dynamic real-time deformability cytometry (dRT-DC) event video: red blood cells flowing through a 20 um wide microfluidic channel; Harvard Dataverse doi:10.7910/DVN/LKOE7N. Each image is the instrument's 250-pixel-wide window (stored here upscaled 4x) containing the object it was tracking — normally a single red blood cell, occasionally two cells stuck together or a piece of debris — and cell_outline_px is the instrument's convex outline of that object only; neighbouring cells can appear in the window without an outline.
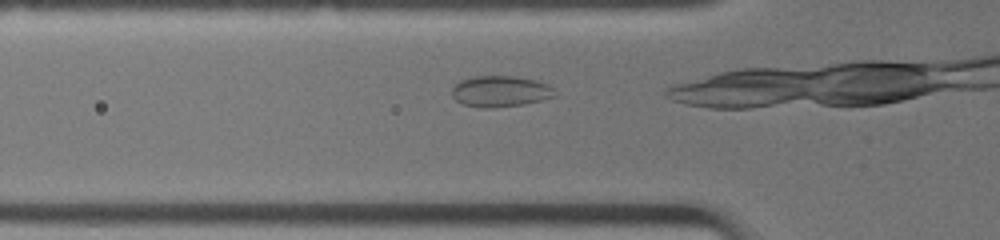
{"species": "common noctule bat (a hibernating species)", "species_latin": "Nyctalus noctula", "temperature_condition": "warm", "stored_images_in_passage": 13, "camera_frame_rate_fps": 3000, "um_per_image_px": 0.085, "animal": {"sex": "female", "body_mass_g": 19.0, "forearm_length_mm": 51.5}, "frame": {"image": 1, "passage_image": 8, "time_ms": 2.333, "image_size_px": [1000, 240], "cell_outline_px": [[556, 96], [544, 100], [524, 104], [496, 108], [484, 108], [464, 104], [456, 100], [452, 96], [452, 88], [460, 80], [476, 76], [516, 76], [536, 80], [548, 84], [552, 88]], "centroid_in_image_um": [42.55, 7.77], "position_along_channel_um": 83.3, "area_um2": 18.73}}